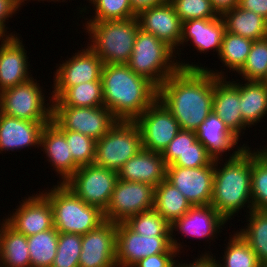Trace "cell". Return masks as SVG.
Wrapping results in <instances>:
<instances>
[{"label":"cell","mask_w":267,"mask_h":267,"mask_svg":"<svg viewBox=\"0 0 267 267\" xmlns=\"http://www.w3.org/2000/svg\"><path fill=\"white\" fill-rule=\"evenodd\" d=\"M54 73L52 99H58L68 88L92 81H101L103 61L88 46L59 64ZM54 88V89H53Z\"/></svg>","instance_id":"4fadbf2b"},{"label":"cell","mask_w":267,"mask_h":267,"mask_svg":"<svg viewBox=\"0 0 267 267\" xmlns=\"http://www.w3.org/2000/svg\"><path fill=\"white\" fill-rule=\"evenodd\" d=\"M239 82L240 110L244 122L249 126L261 122L267 114V82L245 80Z\"/></svg>","instance_id":"f1b7e54d"},{"label":"cell","mask_w":267,"mask_h":267,"mask_svg":"<svg viewBox=\"0 0 267 267\" xmlns=\"http://www.w3.org/2000/svg\"><path fill=\"white\" fill-rule=\"evenodd\" d=\"M58 100L64 106L71 107L104 106L102 81H92L70 87Z\"/></svg>","instance_id":"e575fe53"},{"label":"cell","mask_w":267,"mask_h":267,"mask_svg":"<svg viewBox=\"0 0 267 267\" xmlns=\"http://www.w3.org/2000/svg\"><path fill=\"white\" fill-rule=\"evenodd\" d=\"M29 1H30V0H29ZM37 1H48V2H49L50 0H37ZM51 1H53V2L58 1V2H59L60 0H51ZM63 1L65 2V0H62V2H63Z\"/></svg>","instance_id":"816d5d0a"},{"label":"cell","mask_w":267,"mask_h":267,"mask_svg":"<svg viewBox=\"0 0 267 267\" xmlns=\"http://www.w3.org/2000/svg\"><path fill=\"white\" fill-rule=\"evenodd\" d=\"M176 53L165 42L156 38L153 34L139 28L132 49V54L127 63L129 68L143 77H146L159 87L168 77L179 68L182 69H206L201 65L189 64L176 60ZM175 57V59H174Z\"/></svg>","instance_id":"277c9868"},{"label":"cell","mask_w":267,"mask_h":267,"mask_svg":"<svg viewBox=\"0 0 267 267\" xmlns=\"http://www.w3.org/2000/svg\"><path fill=\"white\" fill-rule=\"evenodd\" d=\"M211 2L219 15L224 11L234 8L238 4V0H211Z\"/></svg>","instance_id":"f907efd6"},{"label":"cell","mask_w":267,"mask_h":267,"mask_svg":"<svg viewBox=\"0 0 267 267\" xmlns=\"http://www.w3.org/2000/svg\"><path fill=\"white\" fill-rule=\"evenodd\" d=\"M236 232V233H235ZM225 247L223 259L216 260L218 267H261L255 252L248 243L235 231Z\"/></svg>","instance_id":"d590c367"},{"label":"cell","mask_w":267,"mask_h":267,"mask_svg":"<svg viewBox=\"0 0 267 267\" xmlns=\"http://www.w3.org/2000/svg\"><path fill=\"white\" fill-rule=\"evenodd\" d=\"M82 235L59 232L57 253L51 267H79Z\"/></svg>","instance_id":"ab89813d"},{"label":"cell","mask_w":267,"mask_h":267,"mask_svg":"<svg viewBox=\"0 0 267 267\" xmlns=\"http://www.w3.org/2000/svg\"><path fill=\"white\" fill-rule=\"evenodd\" d=\"M40 147L51 167L61 176L57 183L64 184L79 168L65 138V134L51 121L46 124L40 137ZM43 147V149H42Z\"/></svg>","instance_id":"7402d4cb"},{"label":"cell","mask_w":267,"mask_h":267,"mask_svg":"<svg viewBox=\"0 0 267 267\" xmlns=\"http://www.w3.org/2000/svg\"><path fill=\"white\" fill-rule=\"evenodd\" d=\"M142 149L141 131L134 121H118L96 141L94 164L118 172Z\"/></svg>","instance_id":"ba28073f"},{"label":"cell","mask_w":267,"mask_h":267,"mask_svg":"<svg viewBox=\"0 0 267 267\" xmlns=\"http://www.w3.org/2000/svg\"><path fill=\"white\" fill-rule=\"evenodd\" d=\"M24 3V0H0V32L4 36L19 35L17 33H9L10 31H7L8 27H6V21L9 20V17L12 18V16L17 13L16 11L20 10V7H22Z\"/></svg>","instance_id":"f6af8a7d"},{"label":"cell","mask_w":267,"mask_h":267,"mask_svg":"<svg viewBox=\"0 0 267 267\" xmlns=\"http://www.w3.org/2000/svg\"><path fill=\"white\" fill-rule=\"evenodd\" d=\"M247 225L238 232L255 252L261 265L267 264V210L251 209Z\"/></svg>","instance_id":"4dcf8cb0"},{"label":"cell","mask_w":267,"mask_h":267,"mask_svg":"<svg viewBox=\"0 0 267 267\" xmlns=\"http://www.w3.org/2000/svg\"><path fill=\"white\" fill-rule=\"evenodd\" d=\"M237 73L242 80L264 81L267 78V37L253 41L246 62Z\"/></svg>","instance_id":"74e56055"},{"label":"cell","mask_w":267,"mask_h":267,"mask_svg":"<svg viewBox=\"0 0 267 267\" xmlns=\"http://www.w3.org/2000/svg\"><path fill=\"white\" fill-rule=\"evenodd\" d=\"M168 0H130L133 10L138 14L143 9L160 5Z\"/></svg>","instance_id":"681fc988"},{"label":"cell","mask_w":267,"mask_h":267,"mask_svg":"<svg viewBox=\"0 0 267 267\" xmlns=\"http://www.w3.org/2000/svg\"><path fill=\"white\" fill-rule=\"evenodd\" d=\"M21 201L16 211L5 218L17 232L28 237L54 227L52 206L40 191Z\"/></svg>","instance_id":"ac0fdd59"},{"label":"cell","mask_w":267,"mask_h":267,"mask_svg":"<svg viewBox=\"0 0 267 267\" xmlns=\"http://www.w3.org/2000/svg\"><path fill=\"white\" fill-rule=\"evenodd\" d=\"M158 253H178L171 245V236L140 235L124 222L117 223V267H132L139 260Z\"/></svg>","instance_id":"7c38bea8"},{"label":"cell","mask_w":267,"mask_h":267,"mask_svg":"<svg viewBox=\"0 0 267 267\" xmlns=\"http://www.w3.org/2000/svg\"><path fill=\"white\" fill-rule=\"evenodd\" d=\"M197 140L195 131L181 130L162 152L166 166L172 165Z\"/></svg>","instance_id":"7bdbcfd3"},{"label":"cell","mask_w":267,"mask_h":267,"mask_svg":"<svg viewBox=\"0 0 267 267\" xmlns=\"http://www.w3.org/2000/svg\"><path fill=\"white\" fill-rule=\"evenodd\" d=\"M59 232L52 229L27 237L31 267H51L58 245Z\"/></svg>","instance_id":"1f68e13d"},{"label":"cell","mask_w":267,"mask_h":267,"mask_svg":"<svg viewBox=\"0 0 267 267\" xmlns=\"http://www.w3.org/2000/svg\"><path fill=\"white\" fill-rule=\"evenodd\" d=\"M208 252V253H207ZM202 253L201 256H198L199 258H196L192 263H179L177 260L175 262L174 267H218V264L216 262V257H213V254L209 253V251ZM178 262V263H177Z\"/></svg>","instance_id":"c3c4849f"},{"label":"cell","mask_w":267,"mask_h":267,"mask_svg":"<svg viewBox=\"0 0 267 267\" xmlns=\"http://www.w3.org/2000/svg\"><path fill=\"white\" fill-rule=\"evenodd\" d=\"M43 91L33 76L22 84L7 88L0 92V112L26 121L51 122L52 97H48L49 103L46 104Z\"/></svg>","instance_id":"52a82bcc"},{"label":"cell","mask_w":267,"mask_h":267,"mask_svg":"<svg viewBox=\"0 0 267 267\" xmlns=\"http://www.w3.org/2000/svg\"><path fill=\"white\" fill-rule=\"evenodd\" d=\"M49 122H32L0 112V153L40 146L42 130Z\"/></svg>","instance_id":"603a6c76"},{"label":"cell","mask_w":267,"mask_h":267,"mask_svg":"<svg viewBox=\"0 0 267 267\" xmlns=\"http://www.w3.org/2000/svg\"><path fill=\"white\" fill-rule=\"evenodd\" d=\"M95 11L88 21H111L137 17L130 0H88Z\"/></svg>","instance_id":"f35d334b"},{"label":"cell","mask_w":267,"mask_h":267,"mask_svg":"<svg viewBox=\"0 0 267 267\" xmlns=\"http://www.w3.org/2000/svg\"><path fill=\"white\" fill-rule=\"evenodd\" d=\"M116 230L117 223L106 220L82 235L79 267H117Z\"/></svg>","instance_id":"e0dca14e"},{"label":"cell","mask_w":267,"mask_h":267,"mask_svg":"<svg viewBox=\"0 0 267 267\" xmlns=\"http://www.w3.org/2000/svg\"><path fill=\"white\" fill-rule=\"evenodd\" d=\"M235 148L222 164L214 160V181L211 205L228 222L235 214L247 207L251 200V150ZM219 161V162H218ZM220 167H218L219 165ZM222 165V166H221ZM247 205V206H246Z\"/></svg>","instance_id":"3957f363"},{"label":"cell","mask_w":267,"mask_h":267,"mask_svg":"<svg viewBox=\"0 0 267 267\" xmlns=\"http://www.w3.org/2000/svg\"><path fill=\"white\" fill-rule=\"evenodd\" d=\"M4 37V35L0 32V41Z\"/></svg>","instance_id":"db71d44e"},{"label":"cell","mask_w":267,"mask_h":267,"mask_svg":"<svg viewBox=\"0 0 267 267\" xmlns=\"http://www.w3.org/2000/svg\"><path fill=\"white\" fill-rule=\"evenodd\" d=\"M255 150H251L252 208L267 210V155L260 148Z\"/></svg>","instance_id":"836d02e7"},{"label":"cell","mask_w":267,"mask_h":267,"mask_svg":"<svg viewBox=\"0 0 267 267\" xmlns=\"http://www.w3.org/2000/svg\"><path fill=\"white\" fill-rule=\"evenodd\" d=\"M117 180L116 171L92 163L79 167L64 184L85 203L104 212Z\"/></svg>","instance_id":"30bf717a"},{"label":"cell","mask_w":267,"mask_h":267,"mask_svg":"<svg viewBox=\"0 0 267 267\" xmlns=\"http://www.w3.org/2000/svg\"><path fill=\"white\" fill-rule=\"evenodd\" d=\"M155 188L150 184L118 179L104 211L107 221L125 222L129 217L154 208Z\"/></svg>","instance_id":"8fae6325"},{"label":"cell","mask_w":267,"mask_h":267,"mask_svg":"<svg viewBox=\"0 0 267 267\" xmlns=\"http://www.w3.org/2000/svg\"><path fill=\"white\" fill-rule=\"evenodd\" d=\"M0 223V267H31L27 237L4 219Z\"/></svg>","instance_id":"4316f807"},{"label":"cell","mask_w":267,"mask_h":267,"mask_svg":"<svg viewBox=\"0 0 267 267\" xmlns=\"http://www.w3.org/2000/svg\"><path fill=\"white\" fill-rule=\"evenodd\" d=\"M84 27L91 39L87 46L104 64L128 63L140 28L137 17L111 21H87Z\"/></svg>","instance_id":"5b68a950"},{"label":"cell","mask_w":267,"mask_h":267,"mask_svg":"<svg viewBox=\"0 0 267 267\" xmlns=\"http://www.w3.org/2000/svg\"><path fill=\"white\" fill-rule=\"evenodd\" d=\"M221 18L226 31L253 41L267 37V20L253 11L238 6L224 11Z\"/></svg>","instance_id":"83f0119b"},{"label":"cell","mask_w":267,"mask_h":267,"mask_svg":"<svg viewBox=\"0 0 267 267\" xmlns=\"http://www.w3.org/2000/svg\"><path fill=\"white\" fill-rule=\"evenodd\" d=\"M215 71L179 68L158 87V100L172 113L181 130L196 132L213 112L214 82L227 76L222 70Z\"/></svg>","instance_id":"6da1fadb"},{"label":"cell","mask_w":267,"mask_h":267,"mask_svg":"<svg viewBox=\"0 0 267 267\" xmlns=\"http://www.w3.org/2000/svg\"><path fill=\"white\" fill-rule=\"evenodd\" d=\"M179 253H158L139 260L132 267H174Z\"/></svg>","instance_id":"bcb514c9"},{"label":"cell","mask_w":267,"mask_h":267,"mask_svg":"<svg viewBox=\"0 0 267 267\" xmlns=\"http://www.w3.org/2000/svg\"><path fill=\"white\" fill-rule=\"evenodd\" d=\"M267 146H265L263 149H261L266 155H267Z\"/></svg>","instance_id":"f5cc1de1"},{"label":"cell","mask_w":267,"mask_h":267,"mask_svg":"<svg viewBox=\"0 0 267 267\" xmlns=\"http://www.w3.org/2000/svg\"><path fill=\"white\" fill-rule=\"evenodd\" d=\"M134 122L141 131L142 148L158 153L181 131L172 113L158 99Z\"/></svg>","instance_id":"5bb4252c"},{"label":"cell","mask_w":267,"mask_h":267,"mask_svg":"<svg viewBox=\"0 0 267 267\" xmlns=\"http://www.w3.org/2000/svg\"><path fill=\"white\" fill-rule=\"evenodd\" d=\"M182 22L219 16L211 0H169Z\"/></svg>","instance_id":"b9f144b4"},{"label":"cell","mask_w":267,"mask_h":267,"mask_svg":"<svg viewBox=\"0 0 267 267\" xmlns=\"http://www.w3.org/2000/svg\"><path fill=\"white\" fill-rule=\"evenodd\" d=\"M227 221L210 205L192 206L183 216L176 219L171 225V245L178 251L182 250L181 242H177L174 230L183 234V237L190 236L193 238H209L213 240L217 233L220 234L222 226L224 227ZM220 232V233H219ZM174 236V238H173Z\"/></svg>","instance_id":"2e32d148"},{"label":"cell","mask_w":267,"mask_h":267,"mask_svg":"<svg viewBox=\"0 0 267 267\" xmlns=\"http://www.w3.org/2000/svg\"><path fill=\"white\" fill-rule=\"evenodd\" d=\"M117 173L118 179L146 183L155 188L166 179V164L162 153L142 148Z\"/></svg>","instance_id":"cb8c5ba5"},{"label":"cell","mask_w":267,"mask_h":267,"mask_svg":"<svg viewBox=\"0 0 267 267\" xmlns=\"http://www.w3.org/2000/svg\"><path fill=\"white\" fill-rule=\"evenodd\" d=\"M225 31L221 15L212 19H193L182 22L180 46L183 47L188 44V41H192L193 46L200 53L204 54L214 49L213 51L219 54Z\"/></svg>","instance_id":"d4e9b609"},{"label":"cell","mask_w":267,"mask_h":267,"mask_svg":"<svg viewBox=\"0 0 267 267\" xmlns=\"http://www.w3.org/2000/svg\"><path fill=\"white\" fill-rule=\"evenodd\" d=\"M65 134L73 161L79 166L94 163L96 153V140L71 130H61Z\"/></svg>","instance_id":"60d3db41"},{"label":"cell","mask_w":267,"mask_h":267,"mask_svg":"<svg viewBox=\"0 0 267 267\" xmlns=\"http://www.w3.org/2000/svg\"><path fill=\"white\" fill-rule=\"evenodd\" d=\"M166 179L186 197L191 206L211 204L214 161L197 168L166 166Z\"/></svg>","instance_id":"9a60e30c"},{"label":"cell","mask_w":267,"mask_h":267,"mask_svg":"<svg viewBox=\"0 0 267 267\" xmlns=\"http://www.w3.org/2000/svg\"><path fill=\"white\" fill-rule=\"evenodd\" d=\"M237 6L253 11L267 20V0H238Z\"/></svg>","instance_id":"7dc6e473"},{"label":"cell","mask_w":267,"mask_h":267,"mask_svg":"<svg viewBox=\"0 0 267 267\" xmlns=\"http://www.w3.org/2000/svg\"><path fill=\"white\" fill-rule=\"evenodd\" d=\"M218 78L214 82L213 112L226 124L239 139L249 126L244 122L240 110L239 82Z\"/></svg>","instance_id":"44dd1931"},{"label":"cell","mask_w":267,"mask_h":267,"mask_svg":"<svg viewBox=\"0 0 267 267\" xmlns=\"http://www.w3.org/2000/svg\"><path fill=\"white\" fill-rule=\"evenodd\" d=\"M191 204L167 179L155 187L154 209L170 224L183 216Z\"/></svg>","instance_id":"f546056e"},{"label":"cell","mask_w":267,"mask_h":267,"mask_svg":"<svg viewBox=\"0 0 267 267\" xmlns=\"http://www.w3.org/2000/svg\"><path fill=\"white\" fill-rule=\"evenodd\" d=\"M253 40L225 31L218 59L231 71L238 72L246 62Z\"/></svg>","instance_id":"d6a6232c"},{"label":"cell","mask_w":267,"mask_h":267,"mask_svg":"<svg viewBox=\"0 0 267 267\" xmlns=\"http://www.w3.org/2000/svg\"><path fill=\"white\" fill-rule=\"evenodd\" d=\"M52 122L60 130H71L87 135L96 141L101 139L117 122L105 106H64L58 99H52Z\"/></svg>","instance_id":"9c48e42d"},{"label":"cell","mask_w":267,"mask_h":267,"mask_svg":"<svg viewBox=\"0 0 267 267\" xmlns=\"http://www.w3.org/2000/svg\"><path fill=\"white\" fill-rule=\"evenodd\" d=\"M104 106L118 121H135L158 99V87L127 64H104Z\"/></svg>","instance_id":"7a4b0ae2"},{"label":"cell","mask_w":267,"mask_h":267,"mask_svg":"<svg viewBox=\"0 0 267 267\" xmlns=\"http://www.w3.org/2000/svg\"><path fill=\"white\" fill-rule=\"evenodd\" d=\"M45 191L41 193L52 206L53 226L58 232L84 235L106 221L100 208L85 203L65 184L57 183Z\"/></svg>","instance_id":"8992f818"},{"label":"cell","mask_w":267,"mask_h":267,"mask_svg":"<svg viewBox=\"0 0 267 267\" xmlns=\"http://www.w3.org/2000/svg\"><path fill=\"white\" fill-rule=\"evenodd\" d=\"M214 159L208 154L207 149L197 140L192 148L179 155L177 160L169 166H180L183 168H197L210 165Z\"/></svg>","instance_id":"ee69618b"},{"label":"cell","mask_w":267,"mask_h":267,"mask_svg":"<svg viewBox=\"0 0 267 267\" xmlns=\"http://www.w3.org/2000/svg\"><path fill=\"white\" fill-rule=\"evenodd\" d=\"M124 223L132 231L140 235L171 236V224L154 208L131 216Z\"/></svg>","instance_id":"8d00e7d4"},{"label":"cell","mask_w":267,"mask_h":267,"mask_svg":"<svg viewBox=\"0 0 267 267\" xmlns=\"http://www.w3.org/2000/svg\"><path fill=\"white\" fill-rule=\"evenodd\" d=\"M198 141L207 149L214 160H220L225 152L234 148H246L247 144H239L238 138L228 129L222 119L212 112L196 131Z\"/></svg>","instance_id":"484cf974"},{"label":"cell","mask_w":267,"mask_h":267,"mask_svg":"<svg viewBox=\"0 0 267 267\" xmlns=\"http://www.w3.org/2000/svg\"><path fill=\"white\" fill-rule=\"evenodd\" d=\"M20 36H4L0 45V92L22 84L30 75L27 51Z\"/></svg>","instance_id":"ffe728a7"},{"label":"cell","mask_w":267,"mask_h":267,"mask_svg":"<svg viewBox=\"0 0 267 267\" xmlns=\"http://www.w3.org/2000/svg\"><path fill=\"white\" fill-rule=\"evenodd\" d=\"M140 29L153 34L159 40L170 46L178 57L180 39L182 34V21L176 14L174 7L168 1L147 9L137 14Z\"/></svg>","instance_id":"d6986e66"}]
</instances>
